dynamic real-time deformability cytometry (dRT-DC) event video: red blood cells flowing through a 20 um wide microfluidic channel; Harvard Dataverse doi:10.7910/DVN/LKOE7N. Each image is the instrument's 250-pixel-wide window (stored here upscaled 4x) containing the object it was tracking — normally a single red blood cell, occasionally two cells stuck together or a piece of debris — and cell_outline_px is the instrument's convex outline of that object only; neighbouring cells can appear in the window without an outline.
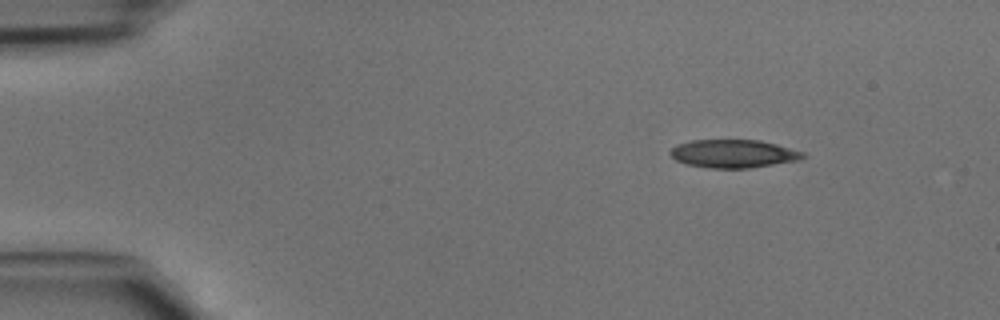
{"species": "common noctule bat (a hibernating species)", "species_latin": "Nyctalus noctula", "temperature_condition": "cold", "stored_images_in_passage": 31, "camera_frame_rate_fps": 3000, "um_per_image_px": 0.085, "animal": {"sex": "male", "body_mass_g": 15.6}, "frame": {"image": 1, "passage_image": 1, "time_ms": 0.0, "image_size_px": [1000, 320], "cell_outline_px": [[808, 156], [800, 160], [748, 168], [708, 168], [688, 164], [676, 160], [668, 152], [676, 144], [692, 140], [760, 140], [776, 144], [804, 152]], "centroid_in_image_um": [62.35, 13.06], "position_along_channel_um": 22.6, "area_um2": 21.79}}
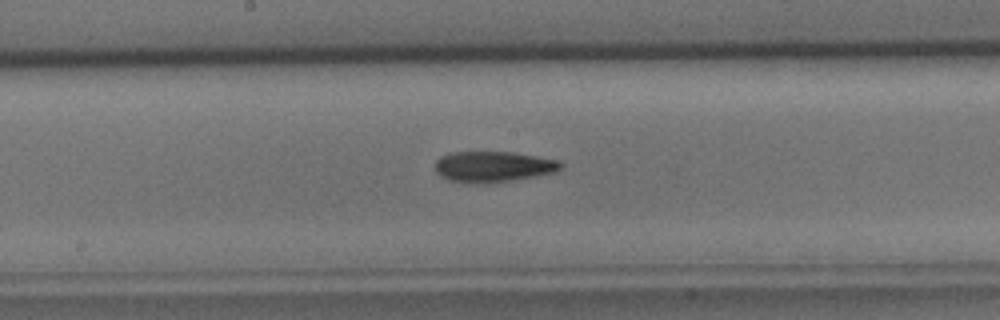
{"frame": {"image": 2, "passage_image": 19, "time_ms": 6.0, "image_size_px": [1000, 320], "cell_outline_px": [[564, 168], [556, 172], [508, 180], [472, 184], [448, 180], [440, 176], [432, 168], [436, 160], [440, 156], [452, 152], [512, 152], [560, 160], [564, 164]], "centroid_in_image_um": [41.89, 14.15], "position_along_channel_um": 206.3, "area_um2": 22.66}}
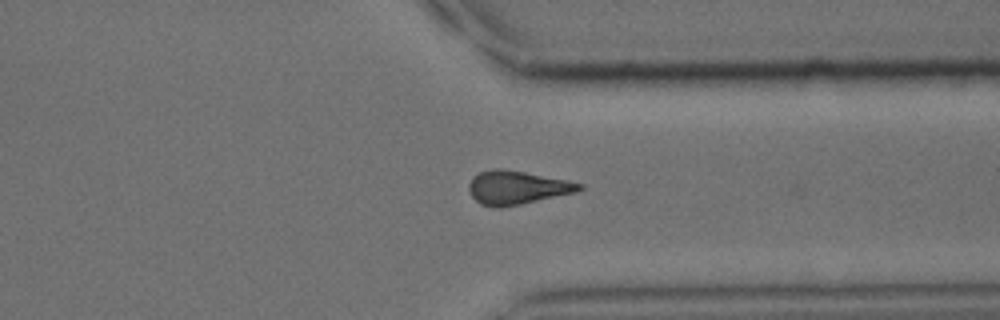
{"frame": {"image": 3, "passage_image": 30, "time_ms": 9.667, "image_size_px": [1000, 320], "cell_outline_px": [[584, 188], [576, 192], [520, 204], [500, 208], [492, 208], [480, 204], [472, 196], [468, 188], [468, 184], [472, 176], [480, 172], [492, 168], [500, 168], [524, 172], [568, 180], [584, 184]], "centroid_in_image_um": [43.92, 15.94], "position_along_channel_um": 367.5, "area_um2": 21.68}}